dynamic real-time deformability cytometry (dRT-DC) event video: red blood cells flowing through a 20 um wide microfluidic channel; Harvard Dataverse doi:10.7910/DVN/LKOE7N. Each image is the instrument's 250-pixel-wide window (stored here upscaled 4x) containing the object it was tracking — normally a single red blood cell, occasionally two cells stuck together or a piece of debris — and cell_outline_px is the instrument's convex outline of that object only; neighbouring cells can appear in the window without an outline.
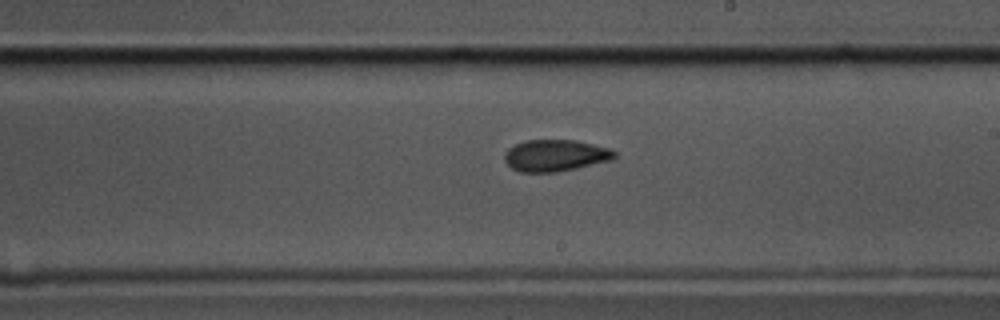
{"species": "common noctule bat (a hibernating species)", "species_latin": "Nyctalus noctula", "temperature_condition": "cold", "stored_images_in_passage": 57, "camera_frame_rate_fps": 3000, "um_per_image_px": 0.085, "animal": {"sex": "male", "body_mass_g": 17.5, "forearm_length_mm": 52.3}, "frame": {"image": 1, "passage_image": 33, "time_ms": 10.667, "image_size_px": [1000, 320], "cell_outline_px": [[616, 156], [612, 160], [576, 168], [556, 172], [520, 172], [512, 168], [504, 160], [504, 152], [508, 148], [524, 140], [576, 140], [612, 148], [616, 152]], "centroid_in_image_um": [47.22, 13.21], "position_along_channel_um": 241.8, "area_um2": 20.46}}
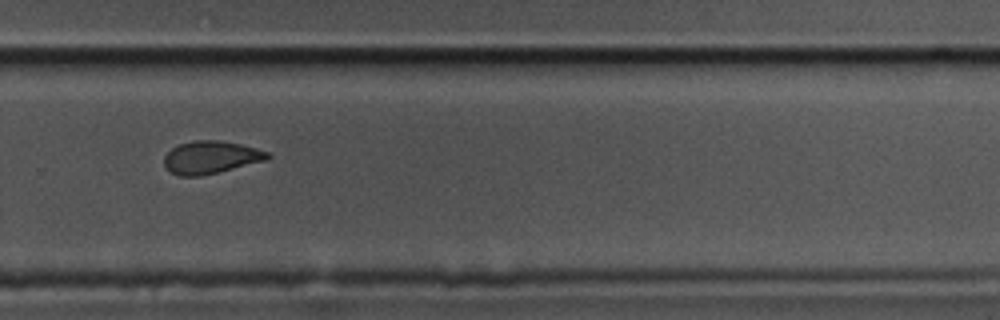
{"frame": {"image": 2, "passage_image": 39, "time_ms": 12.667, "image_size_px": [1000, 320], "cell_outline_px": [[272, 156], [268, 160], [200, 176], [180, 176], [172, 172], [164, 164], [164, 156], [172, 148], [180, 144], [192, 140], [216, 140], [240, 144], [256, 148], [268, 152]], "centroid_in_image_um": [17.94, 13.37], "position_along_channel_um": 311.9, "area_um2": 19.54}}
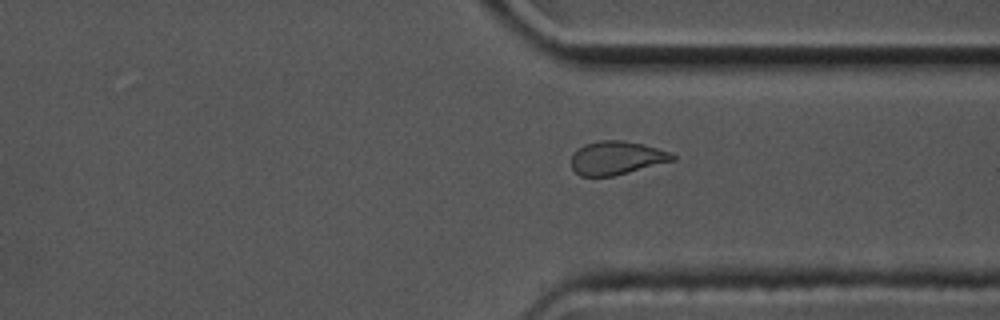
{"frame": {"image": 3, "passage_image": 43, "time_ms": 14.0, "image_size_px": [1000, 320], "cell_outline_px": [[676, 160], [612, 176], [580, 176], [572, 168], [572, 156], [584, 144], [600, 140], [624, 140], [644, 144], [672, 152], [676, 156]], "centroid_in_image_um": [52.45, 13.41], "position_along_channel_um": 358.9, "area_um2": 19.71}, "authors_computed_cell_mechanics": {"area_um2": 20.6924, "velocity_mm_per_s": 3.5039, "shape_relaxation_time_tau1_ms": 5.8761, "shape_relaxation_time_tau2_ms": 2.7819, "deformation_change_tau1": 0.1259, "deformation_change_tau2": 0.0736}}